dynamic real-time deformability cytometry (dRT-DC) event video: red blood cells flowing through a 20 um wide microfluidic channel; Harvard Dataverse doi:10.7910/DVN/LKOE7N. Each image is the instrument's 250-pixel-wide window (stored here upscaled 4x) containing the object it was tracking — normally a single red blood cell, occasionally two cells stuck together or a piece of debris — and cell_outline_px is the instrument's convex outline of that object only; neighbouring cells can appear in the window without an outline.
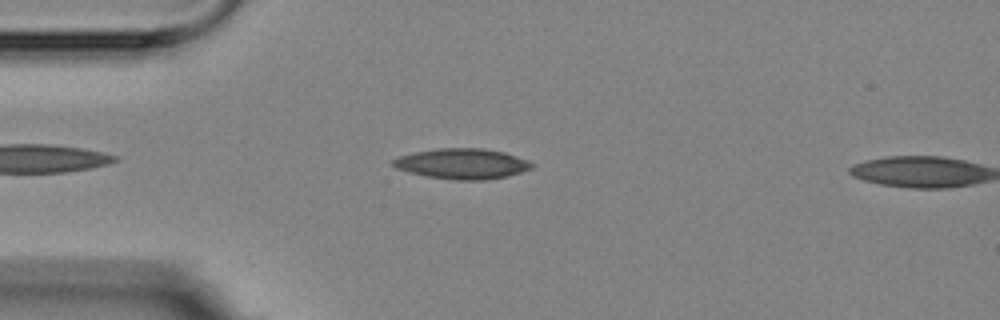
{"species": "Egyptian fruit bat (a non-hibernating species)", "species_latin": "Rousettus aegyptiacus", "temperature_condition": "room temperature", "stored_images_in_passage": 5, "camera_frame_rate_fps": 3000, "um_per_image_px": 0.085, "animal": {"sex": "female"}, "frame": {"image": 1, "passage_image": 4, "time_ms": 3.667, "image_size_px": [1000, 320], "cell_outline_px": [[536, 164], [532, 168], [508, 176], [484, 180], [452, 180], [428, 176], [408, 172], [396, 168], [392, 164], [392, 160], [400, 156], [412, 152], [436, 148], [480, 148], [504, 152], [528, 160]], "centroid_in_image_um": [39.29, 13.91], "position_along_channel_um": 45.7, "area_um2": 24.68}}